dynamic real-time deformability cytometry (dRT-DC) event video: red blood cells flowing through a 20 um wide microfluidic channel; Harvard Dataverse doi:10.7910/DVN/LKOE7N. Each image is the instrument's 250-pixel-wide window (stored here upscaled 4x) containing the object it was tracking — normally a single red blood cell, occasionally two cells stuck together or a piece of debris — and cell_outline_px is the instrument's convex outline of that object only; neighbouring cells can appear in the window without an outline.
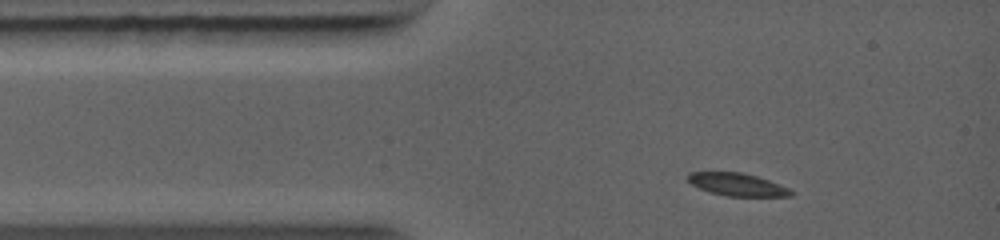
{"species": "common noctule bat (a hibernating species)", "species_latin": "Nyctalus noctula", "temperature_condition": "warm", "stored_images_in_passage": 21, "camera_frame_rate_fps": 5000, "um_per_image_px": 0.085, "animal": {"sex": "female", "body_mass_g": 19.0, "forearm_length_mm": 56.7}, "frame": {"image": 1, "passage_image": 2, "time_ms": 0.6, "image_size_px": [1000, 240], "cell_outline_px": [[792, 196], [728, 196], [712, 192], [700, 188], [692, 184], [688, 180], [688, 172], [744, 172], [768, 180], [788, 188], [792, 192]], "centroid_in_image_um": [62.65, 15.67], "position_along_channel_um": 22.3, "area_um2": 13.35}}
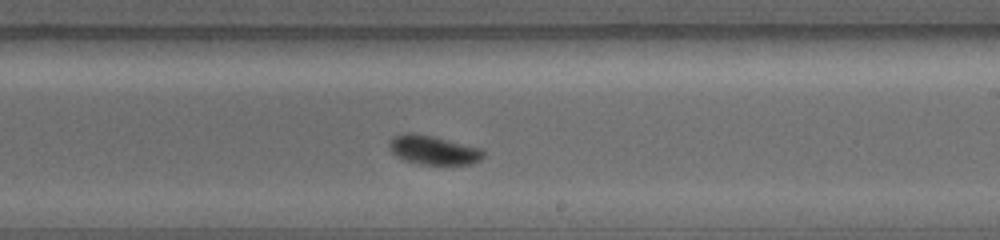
{"frame": {"image": 2, "passage_image": 13, "time_ms": 6.0, "image_size_px": [1000, 240], "cell_outline_px": [[484, 156], [480, 160], [472, 164], [420, 164], [404, 160], [396, 156], [392, 152], [388, 144], [396, 136], [404, 132], [412, 132], [436, 136], [480, 148], [484, 152]], "centroid_in_image_um": [36.84, 12.74], "position_along_channel_um": 252.2, "area_um2": 15.95}}
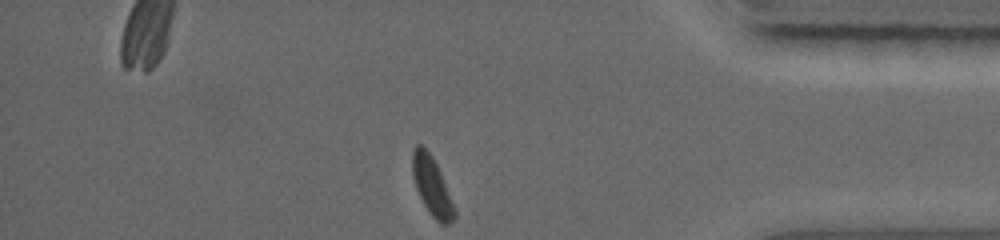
{"frame": {"image": 3, "passage_image": 21, "time_ms": 9.6, "image_size_px": [1000, 240], "cell_outline_px": [[456, 216], [448, 224], [440, 224], [428, 212], [416, 188], [412, 176], [412, 148], [416, 144], [420, 144], [432, 156], [440, 172], [456, 208]], "centroid_in_image_um": [36.71, 15.83], "position_along_channel_um": 398.5, "area_um2": 14.33}}